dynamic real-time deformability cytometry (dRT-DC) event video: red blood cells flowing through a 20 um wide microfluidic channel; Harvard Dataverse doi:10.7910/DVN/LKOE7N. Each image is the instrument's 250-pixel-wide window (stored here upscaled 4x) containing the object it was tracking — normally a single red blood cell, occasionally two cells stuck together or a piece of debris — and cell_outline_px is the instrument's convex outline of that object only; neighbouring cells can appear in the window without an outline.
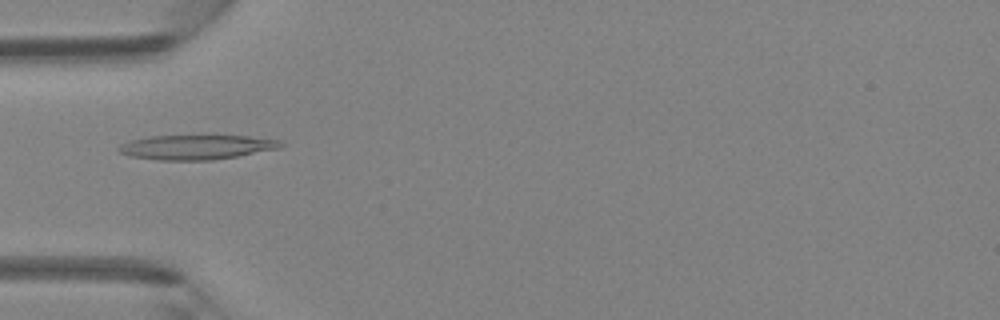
{"species": "Egyptian fruit bat (a non-hibernating species)", "species_latin": "Rousettus aegyptiacus", "temperature_condition": "room temperature", "stored_images_in_passage": 5, "camera_frame_rate_fps": 3000, "um_per_image_px": 0.085, "animal": {"sex": "female"}, "frame": {"image": 1, "passage_image": 4, "time_ms": 3.667, "image_size_px": [1000, 320], "cell_outline_px": [[284, 144], [280, 148], [236, 156], [212, 160], [156, 160], [132, 156], [120, 152], [116, 148], [120, 144], [132, 140], [152, 136], [248, 136], [280, 140]], "centroid_in_image_um": [16.69, 12.51], "position_along_channel_um": 68.3, "area_um2": 22.95}}
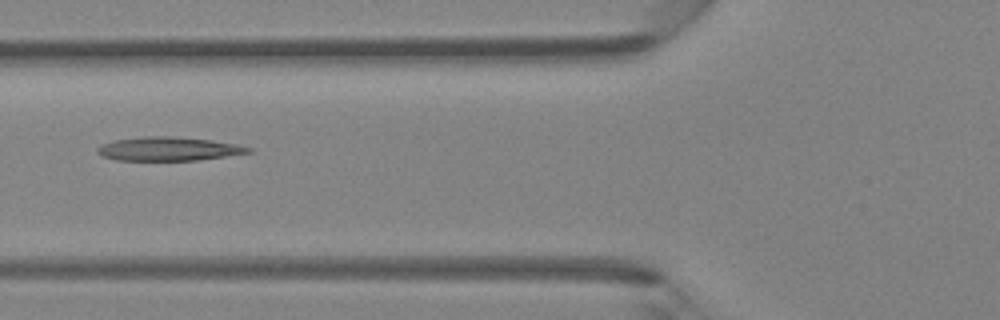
{"frame": {"image": 2, "passage_image": 5, "time_ms": 4.667, "image_size_px": [1000, 320], "cell_outline_px": [[252, 152], [196, 160], [116, 160], [100, 156], [96, 152], [96, 148], [100, 144], [116, 140], [144, 136], [172, 136], [212, 140], [240, 144], [252, 148]], "centroid_in_image_um": [14.3, 12.65], "position_along_channel_um": 111.5, "area_um2": 20.98}}